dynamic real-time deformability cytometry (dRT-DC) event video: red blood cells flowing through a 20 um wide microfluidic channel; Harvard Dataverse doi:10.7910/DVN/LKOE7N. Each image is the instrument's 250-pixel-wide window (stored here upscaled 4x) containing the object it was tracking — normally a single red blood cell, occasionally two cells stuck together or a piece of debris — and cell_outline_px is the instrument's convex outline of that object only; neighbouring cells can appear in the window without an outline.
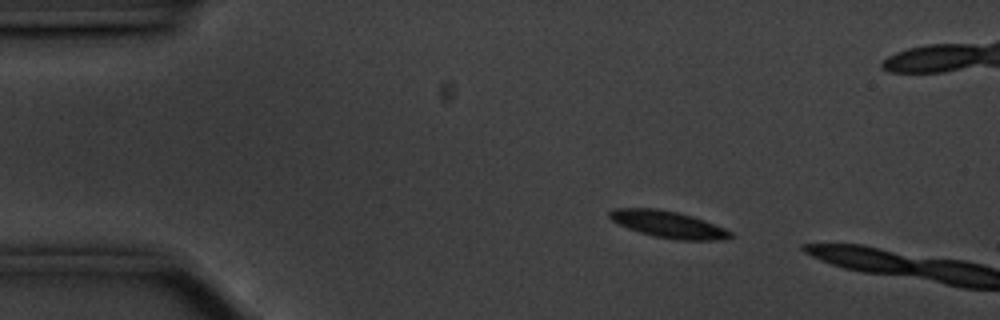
{"species": "common noctule bat (a hibernating species)", "species_latin": "Nyctalus noctula", "temperature_condition": "cold", "stored_images_in_passage": 12, "camera_frame_rate_fps": 3000, "um_per_image_px": 0.085, "animal": {"sex": "male", "body_mass_g": 20.1, "forearm_length_mm": 53.5}, "frame": {"image": 1, "passage_image": 9, "time_ms": 2.667, "image_size_px": [1000, 320], "cell_outline_px": [[732, 236], [724, 240], [676, 240], [652, 236], [628, 228], [612, 220], [608, 216], [608, 212], [612, 208], [656, 208], [676, 212], [692, 216], [704, 220], [724, 228], [732, 232]], "centroid_in_image_um": [56.79, 19.07], "position_along_channel_um": 28.2, "area_um2": 18.84}}